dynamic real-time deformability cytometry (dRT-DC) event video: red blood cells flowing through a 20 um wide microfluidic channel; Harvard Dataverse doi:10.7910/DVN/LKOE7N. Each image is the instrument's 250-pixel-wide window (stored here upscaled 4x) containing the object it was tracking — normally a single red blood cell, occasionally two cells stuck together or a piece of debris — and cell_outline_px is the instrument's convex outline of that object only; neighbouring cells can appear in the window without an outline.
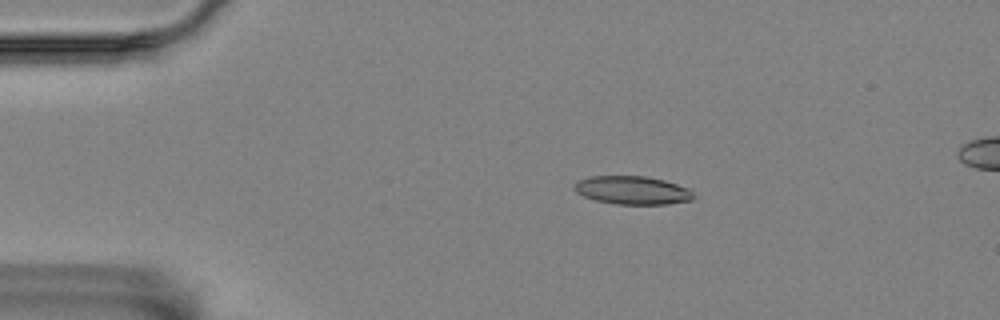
{"species": "Egyptian fruit bat (a non-hibernating species)", "species_latin": "Rousettus aegyptiacus", "temperature_condition": "room temperature", "stored_images_in_passage": 5, "segment_of_instrument_passage": [1, 2], "camera_frame_rate_fps": 3000, "um_per_image_px": 0.085, "animal": {"sex": "female"}, "frame": {"image": 1, "passage_image": 3, "time_ms": 0.667, "image_size_px": [1000, 320], "cell_outline_px": [[696, 196], [692, 200], [668, 204], [616, 204], [596, 200], [584, 196], [576, 192], [572, 188], [576, 180], [588, 176], [644, 176], [664, 180], [688, 188]], "centroid_in_image_um": [53.73, 16.16], "position_along_channel_um": 31.3, "area_um2": 19.77}}